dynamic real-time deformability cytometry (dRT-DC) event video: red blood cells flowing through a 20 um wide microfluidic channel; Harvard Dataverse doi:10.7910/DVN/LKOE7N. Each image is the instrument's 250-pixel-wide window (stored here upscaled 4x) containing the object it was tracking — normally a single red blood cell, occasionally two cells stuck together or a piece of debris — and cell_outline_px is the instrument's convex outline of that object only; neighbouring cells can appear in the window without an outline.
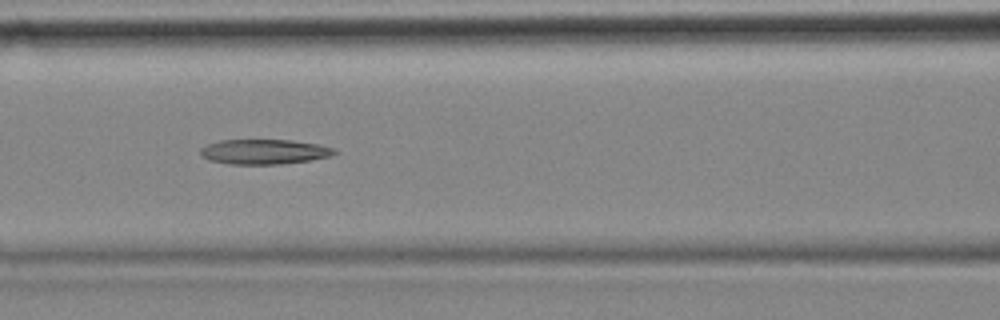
{"species": "common noctule bat (a hibernating species)", "species_latin": "Nyctalus noctula", "temperature_condition": "cold", "stored_images_in_passage": 9, "camera_frame_rate_fps": 3000, "um_per_image_px": 0.085, "animal": {"sex": "female", "body_mass_g": 18.4}, "frame": {"image": 1, "passage_image": 7, "time_ms": 2.0, "image_size_px": [1000, 320], "cell_outline_px": [[340, 152], [332, 156], [308, 160], [280, 164], [228, 164], [208, 160], [200, 156], [200, 148], [208, 144], [220, 140], [292, 140], [316, 144], [336, 148]], "centroid_in_image_um": [22.46, 12.9], "position_along_channel_um": 144.1, "area_um2": 19.59}}
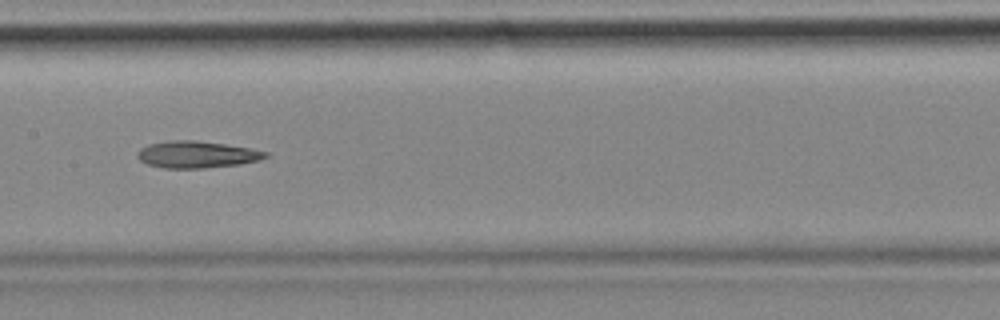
{"frame": {"image": 2, "passage_image": 8, "time_ms": 2.333, "image_size_px": [1000, 320], "cell_outline_px": [[268, 156], [260, 160], [240, 164], [204, 168], [164, 168], [148, 164], [140, 160], [136, 156], [136, 152], [140, 148], [148, 144], [168, 140], [192, 140], [224, 144], [248, 148], [268, 152]], "centroid_in_image_um": [16.69, 13.13], "position_along_channel_um": 190.7, "area_um2": 20.0}}